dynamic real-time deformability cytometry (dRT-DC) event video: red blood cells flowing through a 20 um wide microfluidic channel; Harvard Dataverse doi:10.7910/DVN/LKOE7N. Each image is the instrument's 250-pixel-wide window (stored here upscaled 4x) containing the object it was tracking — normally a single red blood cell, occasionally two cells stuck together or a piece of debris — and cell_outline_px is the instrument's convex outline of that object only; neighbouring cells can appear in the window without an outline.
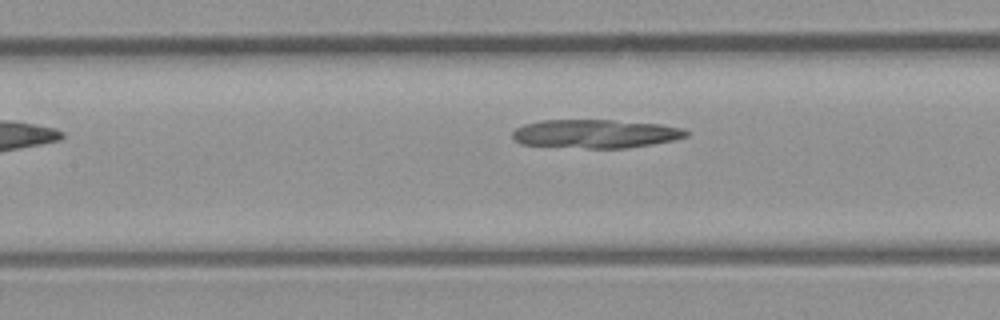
{"species": "common noctule bat (a hibernating species)", "species_latin": "Nyctalus noctula", "temperature_condition": "room temperature", "stored_images_in_passage": 8, "camera_frame_rate_fps": 3000, "um_per_image_px": 0.085, "animal": {"sex": "male", "body_mass_g": 23.1, "forearm_length_mm": 52.7}, "frame": {"image": 1, "passage_image": 8, "time_ms": 2.333, "image_size_px": [1000, 320], "cell_outline_px": [[688, 136], [672, 140], [652, 144], [628, 148], [588, 148], [520, 144], [512, 136], [512, 132], [516, 128], [524, 124], [540, 120], [612, 120], [660, 124], [684, 128], [688, 132]], "centroid_in_image_um": [50.62, 11.36], "position_along_channel_um": 156.8, "area_um2": 28.9}}